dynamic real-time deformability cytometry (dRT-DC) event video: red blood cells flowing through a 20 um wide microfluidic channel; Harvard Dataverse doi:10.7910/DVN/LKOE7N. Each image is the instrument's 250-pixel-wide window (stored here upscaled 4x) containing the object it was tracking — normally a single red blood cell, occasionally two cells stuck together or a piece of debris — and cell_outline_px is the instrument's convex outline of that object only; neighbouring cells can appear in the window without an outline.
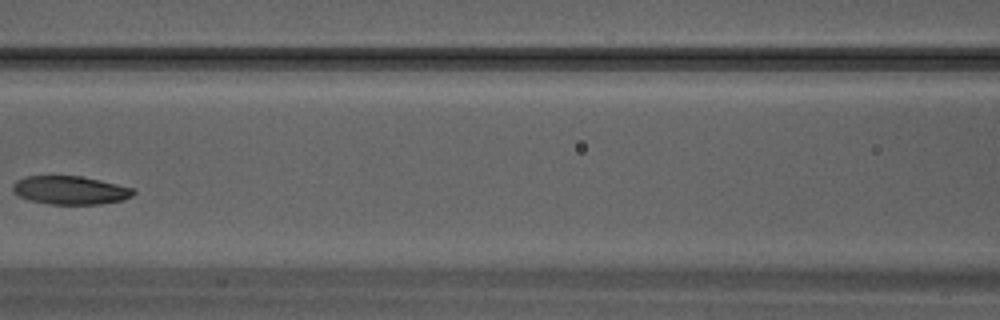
{"species": "Egyptian fruit bat (a non-hibernating species)", "species_latin": "Rousettus aegyptiacus", "temperature_condition": "warm", "stored_images_in_passage": 11, "camera_frame_rate_fps": 3000, "um_per_image_px": 0.085, "animal": {"sex": "male"}, "frame": {"image": 1, "passage_image": 10, "time_ms": 3.0, "image_size_px": [1000, 320], "cell_outline_px": [[136, 192], [132, 196], [120, 200], [100, 204], [48, 204], [28, 200], [12, 192], [12, 184], [16, 180], [24, 176], [80, 176], [100, 180], [132, 188]], "centroid_in_image_um": [5.91, 16.16], "position_along_channel_um": 160.7, "area_um2": 19.94}}